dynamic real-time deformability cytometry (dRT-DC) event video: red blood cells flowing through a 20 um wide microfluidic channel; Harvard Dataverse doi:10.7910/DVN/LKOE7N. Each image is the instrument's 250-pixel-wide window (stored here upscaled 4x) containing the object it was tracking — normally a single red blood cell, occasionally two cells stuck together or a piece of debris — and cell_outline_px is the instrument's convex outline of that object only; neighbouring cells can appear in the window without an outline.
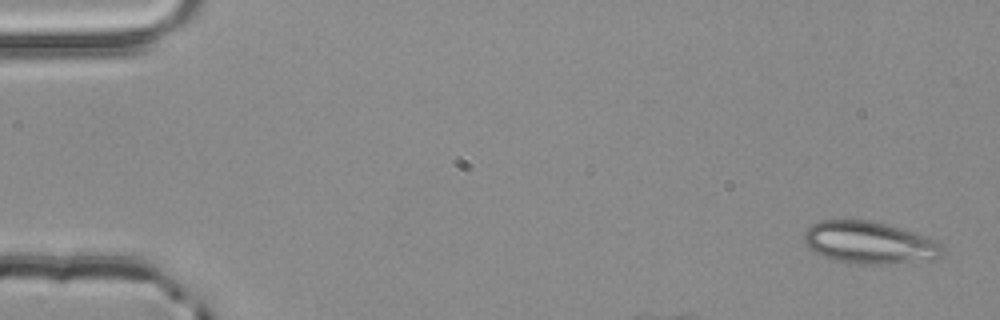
{"species": "common noctule bat (a hibernating species)", "species_latin": "Nyctalus noctula", "temperature_condition": "room temperature", "stored_images_in_passage": 3, "camera_frame_rate_fps": 3000, "um_per_image_px": 0.085, "animal": {"sex": "male", "body_mass_g": 20.4}, "frame": {"image": 1, "passage_image": 1, "time_ms": 0.0, "image_size_px": [1000, 320], "cell_outline_px": [[944, 252], [936, 260], [888, 264], [868, 264], [836, 260], [824, 256], [808, 248], [804, 244], [804, 232], [812, 224], [820, 220], [868, 220], [916, 232], [928, 236], [936, 240], [944, 248]], "centroid_in_image_um": [73.95, 20.63], "position_along_channel_um": 11.1, "area_um2": 34.16}}
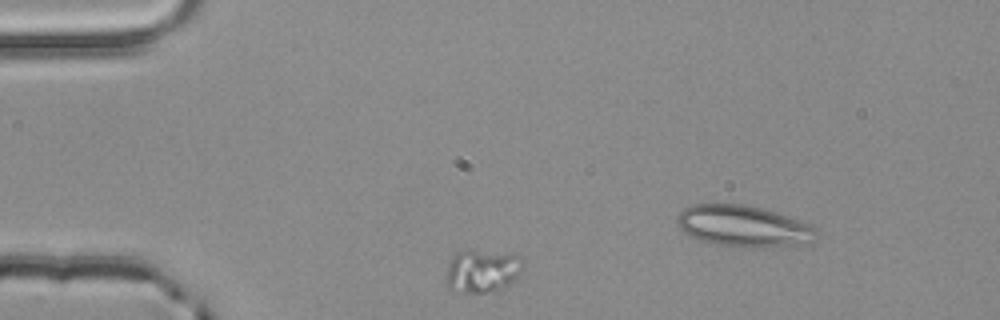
{"frame": {"image": 2, "passage_image": 2, "time_ms": 0.333, "image_size_px": [1000, 320], "cell_outline_px": [[524, 268], [512, 284], [500, 292], [464, 292], [448, 288], [448, 264], [452, 256], [456, 252], [516, 252], [524, 260]], "centroid_in_image_um": [41.12, 23.04], "position_along_channel_um": 43.9, "area_um2": 19.48}}